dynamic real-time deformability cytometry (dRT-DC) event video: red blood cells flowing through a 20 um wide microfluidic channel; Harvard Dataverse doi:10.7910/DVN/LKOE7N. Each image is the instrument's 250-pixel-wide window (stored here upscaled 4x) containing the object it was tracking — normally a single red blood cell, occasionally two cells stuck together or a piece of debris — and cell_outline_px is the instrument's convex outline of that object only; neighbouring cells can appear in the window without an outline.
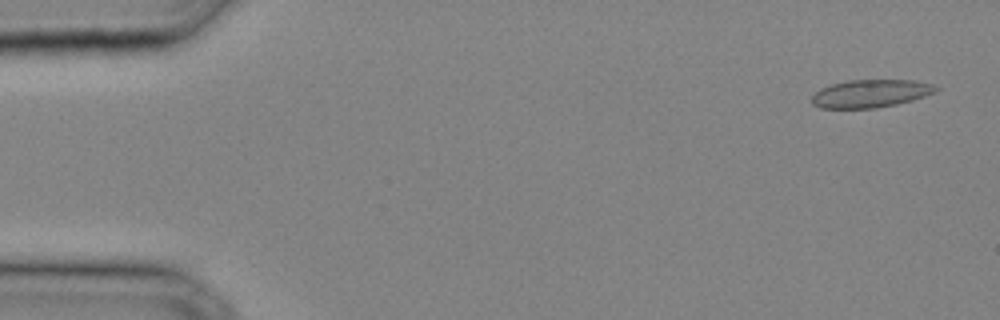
{"species": "common noctule bat (a hibernating species)", "species_latin": "Nyctalus noctula", "temperature_condition": "cold", "stored_images_in_passage": 31, "camera_frame_rate_fps": 3000, "um_per_image_px": 0.085, "animal": {"sex": "male", "body_mass_g": 20.4}, "frame": {"image": 1, "passage_image": 2, "time_ms": 0.333, "image_size_px": [1000, 320], "cell_outline_px": [[940, 88], [924, 96], [912, 100], [896, 104], [876, 108], [820, 108], [812, 104], [812, 96], [820, 88], [832, 84], [848, 80], [916, 80], [932, 84]], "centroid_in_image_um": [73.98, 7.95], "position_along_channel_um": 11.0, "area_um2": 20.06}}
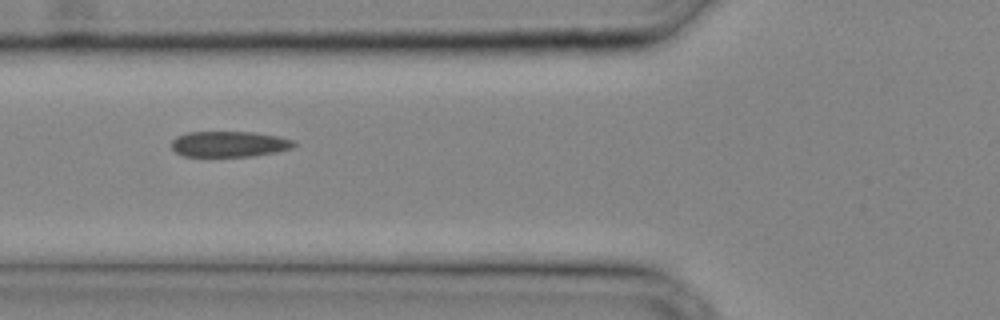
{"frame": {"image": 2, "passage_image": 13, "time_ms": 4.0, "image_size_px": [1000, 320], "cell_outline_px": [[296, 144], [292, 148], [276, 152], [252, 156], [184, 156], [176, 152], [172, 148], [172, 140], [176, 136], [188, 132], [252, 132], [280, 136], [296, 140]], "centroid_in_image_um": [19.52, 12.24], "position_along_channel_um": 106.3, "area_um2": 18.44}}
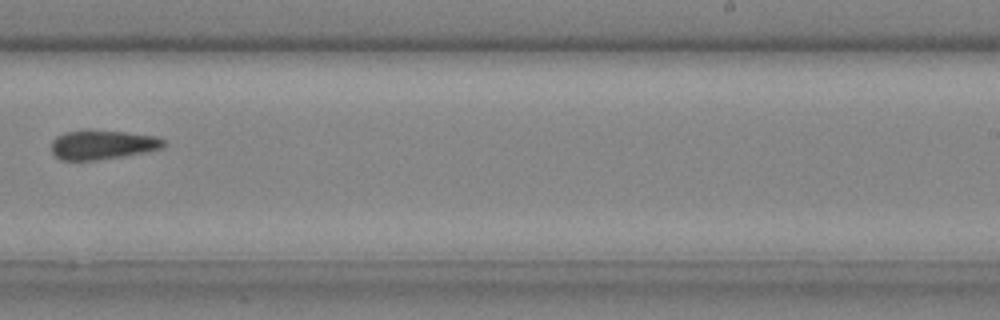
{"frame": {"image": 3, "passage_image": 22, "time_ms": 7.0, "image_size_px": [1000, 320], "cell_outline_px": [[168, 144], [164, 148], [148, 152], [124, 156], [96, 160], [60, 160], [52, 152], [52, 140], [56, 136], [64, 132], [124, 132], [156, 136], [164, 140]], "centroid_in_image_um": [8.77, 12.33], "position_along_channel_um": 280.2, "area_um2": 18.84}}